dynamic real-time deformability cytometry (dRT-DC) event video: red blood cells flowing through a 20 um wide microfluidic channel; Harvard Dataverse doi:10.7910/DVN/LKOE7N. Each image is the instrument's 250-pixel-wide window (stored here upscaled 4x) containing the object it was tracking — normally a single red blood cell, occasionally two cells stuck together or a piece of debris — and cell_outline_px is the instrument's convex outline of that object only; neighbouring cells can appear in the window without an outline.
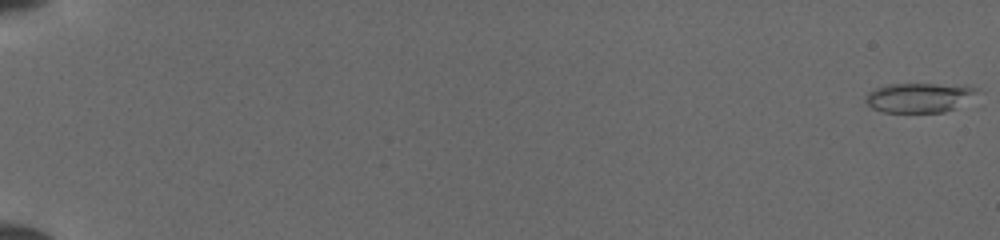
{"species": "common noctule bat (a hibernating species)", "species_latin": "Nyctalus noctula", "temperature_condition": "cold", "stored_images_in_passage": 52, "camera_frame_rate_fps": 3000, "um_per_image_px": 0.085, "animal": {"sex": "female", "body_mass_g": 19.5, "forearm_length_mm": 54.1}, "frame": {"image": 1, "passage_image": 1, "time_ms": 0.0, "image_size_px": [1000, 240], "cell_outline_px": [[976, 88], [956, 108], [944, 112], [884, 112], [872, 108], [864, 100], [868, 92], [876, 88], [888, 84], [964, 84]], "centroid_in_image_um": [78.03, 8.29], "position_along_channel_um": 7.0, "area_um2": 18.79}}
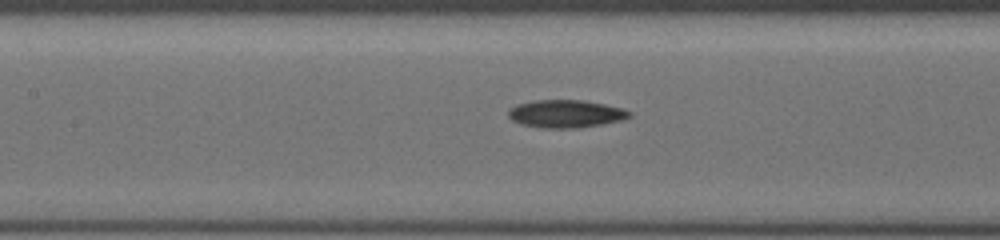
{"frame": {"image": 2, "passage_image": 27, "time_ms": 8.667, "image_size_px": [1000, 240], "cell_outline_px": [[632, 116], [620, 120], [580, 128], [544, 128], [520, 124], [512, 120], [508, 116], [508, 112], [516, 104], [532, 100], [584, 100], [604, 104], [620, 108], [632, 112]], "centroid_in_image_um": [48.06, 9.67], "position_along_channel_um": 159.3, "area_um2": 19.54}}
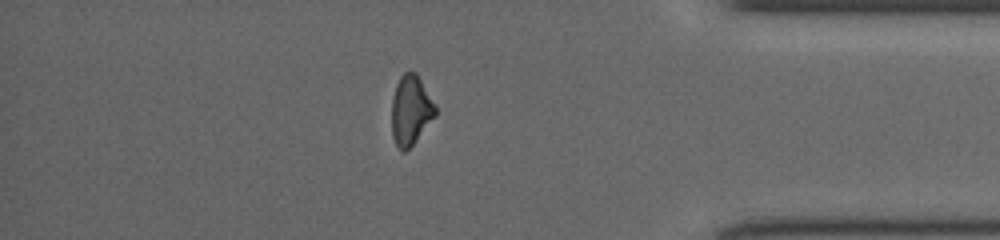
{"frame": {"image": 3, "passage_image": 46, "time_ms": 15.0, "image_size_px": [1000, 240], "cell_outline_px": [[436, 116], [412, 144], [404, 152], [400, 152], [392, 136], [392, 100], [396, 84], [400, 76], [404, 72], [416, 72], [436, 104]], "centroid_in_image_um": [34.92, 9.36], "position_along_channel_um": 400.3, "area_um2": 17.74}}